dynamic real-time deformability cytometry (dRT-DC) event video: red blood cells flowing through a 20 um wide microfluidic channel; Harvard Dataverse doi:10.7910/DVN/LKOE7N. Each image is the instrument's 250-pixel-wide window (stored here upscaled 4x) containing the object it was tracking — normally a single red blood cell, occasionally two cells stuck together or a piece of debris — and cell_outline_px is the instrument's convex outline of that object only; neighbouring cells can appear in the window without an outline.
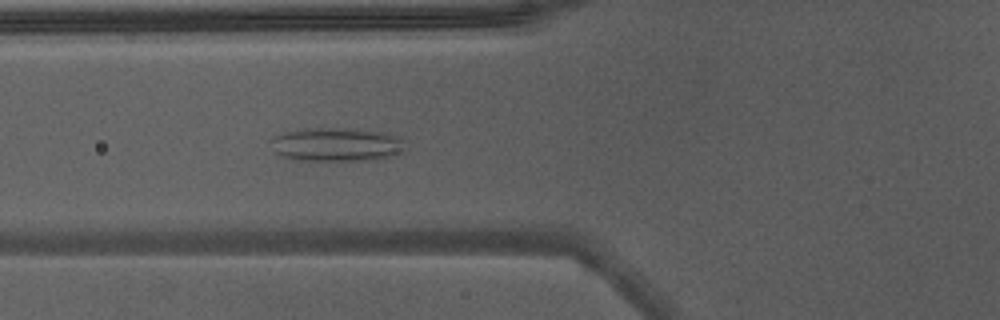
{"species": "Egyptian fruit bat (a non-hibernating species)", "species_latin": "Rousettus aegyptiacus", "temperature_condition": "warm", "stored_images_in_passage": 40, "camera_frame_rate_fps": 3000, "um_per_image_px": 0.085, "animal": {"sex": "male"}, "frame": {"image": 1, "passage_image": 12, "time_ms": 3.667, "image_size_px": [1000, 320], "cell_outline_px": [[404, 152], [380, 160], [296, 160], [280, 156], [276, 152], [272, 140], [272, 136], [284, 132], [316, 128], [352, 128], [380, 132], [404, 136]], "centroid_in_image_um": [28.7, 12.29], "position_along_channel_um": 97.1, "area_um2": 26.59}, "authors_computed_cell_mechanics": {"area_um2": 24.854, "velocity_mm_per_s": 4.384, "shape_relaxation_time_tau1_ms": null, "shape_relaxation_time_tau2_ms": 2.6044, "deformation_change_tau1": null, "deformation_change_tau2": 0.1004}}